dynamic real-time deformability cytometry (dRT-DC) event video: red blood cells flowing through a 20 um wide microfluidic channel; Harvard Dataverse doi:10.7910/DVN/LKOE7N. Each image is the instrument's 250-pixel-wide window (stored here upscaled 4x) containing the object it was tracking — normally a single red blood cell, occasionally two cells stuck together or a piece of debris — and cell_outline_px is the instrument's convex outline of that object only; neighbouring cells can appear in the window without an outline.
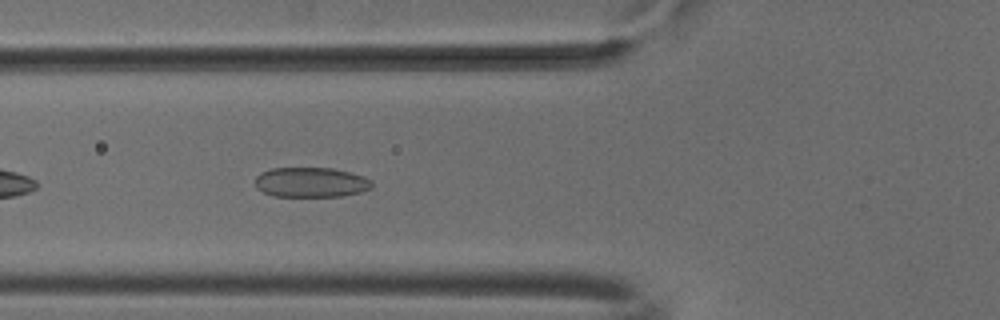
{"species": "common noctule bat (a hibernating species)", "species_latin": "Nyctalus noctula", "temperature_condition": "cold", "stored_images_in_passage": 37, "camera_frame_rate_fps": 3000, "um_per_image_px": 0.085, "animal": {"sex": "male", "body_mass_g": 18.8}, "frame": {"image": 1, "passage_image": 6, "time_ms": 1.667, "image_size_px": [1000, 320], "cell_outline_px": [[372, 188], [360, 192], [344, 196], [272, 196], [256, 188], [256, 176], [260, 172], [272, 168], [332, 168], [364, 176], [372, 180]], "centroid_in_image_um": [26.43, 15.49], "position_along_channel_um": 99.4, "area_um2": 20.4}}
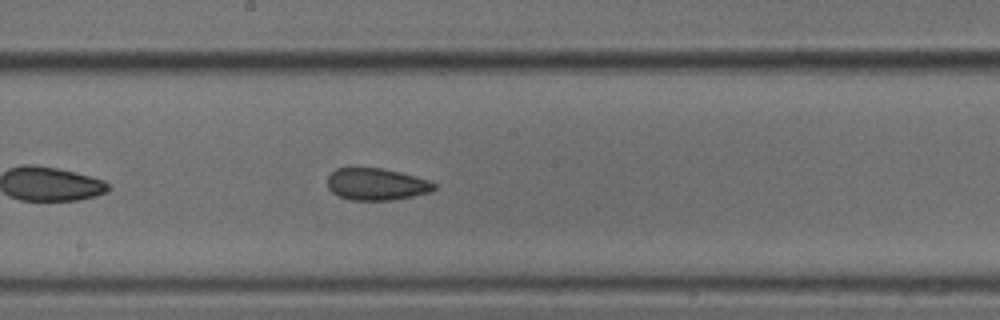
{"frame": {"image": 2, "passage_image": 15, "time_ms": 4.667, "image_size_px": [1000, 320], "cell_outline_px": [[436, 188], [432, 192], [392, 200], [352, 200], [340, 196], [332, 192], [328, 188], [328, 176], [336, 168], [380, 168], [400, 172], [428, 180], [436, 184]], "centroid_in_image_um": [32.01, 15.66], "position_along_channel_um": 216.2, "area_um2": 19.77}}
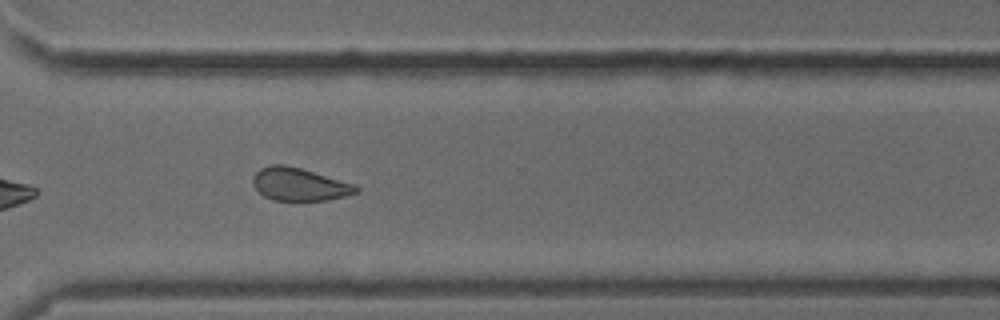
{"frame": {"image": 3, "passage_image": 25, "time_ms": 8.0, "image_size_px": [1000, 320], "cell_outline_px": [[360, 188], [356, 192], [344, 196], [328, 200], [272, 200], [264, 196], [252, 184], [252, 180], [256, 172], [260, 168], [268, 164], [284, 164], [300, 168], [356, 184]], "centroid_in_image_um": [25.43, 15.65], "position_along_channel_um": 345.2, "area_um2": 19.71}, "authors_computed_cell_mechanics": {"area_um2": 20.1722, "velocity_mm_per_s": 3.8729, "shape_relaxation_time_tau1_ms": 5.9846, "shape_relaxation_time_tau2_ms": 2.6568, "deformation_change_tau1": 0.1014, "deformation_change_tau2": 0.087}}